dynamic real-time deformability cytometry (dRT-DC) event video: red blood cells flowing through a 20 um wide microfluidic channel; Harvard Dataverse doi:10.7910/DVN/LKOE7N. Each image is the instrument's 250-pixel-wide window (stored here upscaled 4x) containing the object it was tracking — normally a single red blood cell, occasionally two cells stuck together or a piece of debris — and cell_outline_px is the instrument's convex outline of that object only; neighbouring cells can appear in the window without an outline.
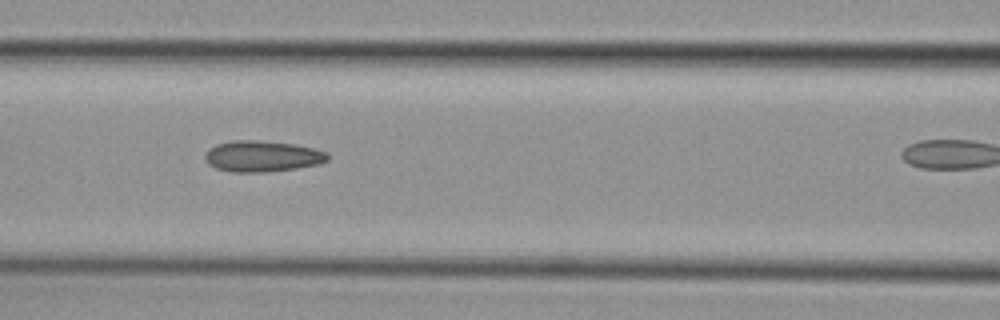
{"species": "common noctule bat (a hibernating species)", "species_latin": "Nyctalus noctula", "temperature_condition": "cold", "stored_images_in_passage": 27, "camera_frame_rate_fps": 3000, "um_per_image_px": 0.085, "animal": {"sex": "female", "body_mass_g": 29.2, "forearm_length_mm": 56.3}, "frame": {"image": 1, "passage_image": 23, "time_ms": 7.333, "image_size_px": [1000, 320], "cell_outline_px": [[328, 160], [320, 164], [296, 168], [264, 172], [232, 172], [216, 168], [208, 164], [204, 160], [204, 156], [208, 148], [216, 144], [232, 140], [260, 140], [292, 144], [312, 148], [328, 152]], "centroid_in_image_um": [22.25, 13.28], "position_along_channel_um": 144.3, "area_um2": 22.31}}